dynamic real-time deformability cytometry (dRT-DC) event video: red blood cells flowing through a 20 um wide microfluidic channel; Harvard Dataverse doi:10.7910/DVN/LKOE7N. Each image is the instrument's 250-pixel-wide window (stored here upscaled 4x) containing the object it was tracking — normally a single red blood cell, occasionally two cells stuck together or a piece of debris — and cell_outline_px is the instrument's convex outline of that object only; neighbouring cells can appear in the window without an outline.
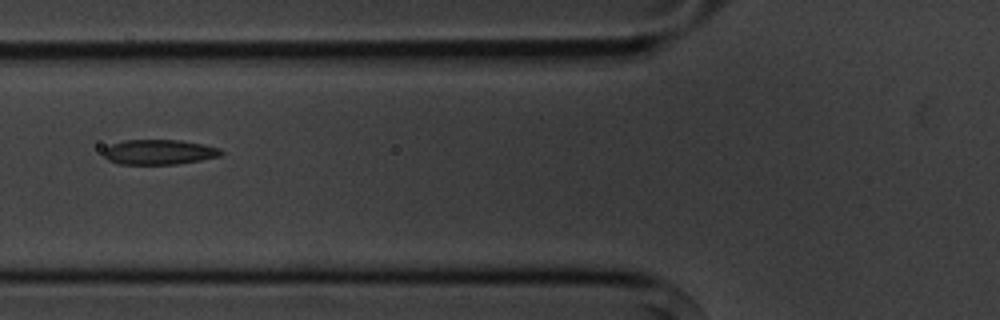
{"species": "common noctule bat (a hibernating species)", "species_latin": "Nyctalus noctula", "temperature_condition": "cold", "stored_images_in_passage": 2, "camera_frame_rate_fps": 3000, "um_per_image_px": 0.085, "animal": {"sex": "male", "body_mass_g": 20.1, "forearm_length_mm": 53.5}, "frame": {"image": 1, "passage_image": 2, "time_ms": 1.333, "image_size_px": [1000, 320], "cell_outline_px": [[224, 152], [220, 156], [200, 160], [176, 164], [120, 164], [108, 160], [104, 156], [104, 148], [112, 144], [124, 140], [180, 140], [204, 144], [220, 148]], "centroid_in_image_um": [13.53, 12.92], "position_along_channel_um": 112.3, "area_um2": 17.11}}